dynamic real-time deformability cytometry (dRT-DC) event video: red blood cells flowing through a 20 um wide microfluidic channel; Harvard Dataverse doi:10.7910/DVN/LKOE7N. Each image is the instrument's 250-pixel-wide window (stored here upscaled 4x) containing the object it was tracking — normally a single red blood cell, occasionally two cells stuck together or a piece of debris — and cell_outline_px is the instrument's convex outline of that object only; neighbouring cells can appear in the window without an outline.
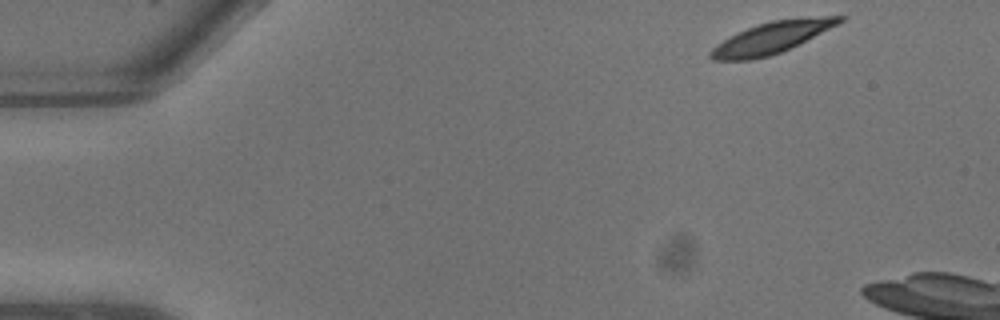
{"species": "common noctule bat (a hibernating species)", "species_latin": "Nyctalus noctula", "temperature_condition": "warm", "stored_images_in_passage": 6, "camera_frame_rate_fps": 3000, "um_per_image_px": 0.085, "animal": {"sex": "male", "body_mass_g": 13.3}, "frame": {"image": 1, "passage_image": 1, "time_ms": 0.0, "image_size_px": [1000, 320], "cell_outline_px": [[848, 16], [844, 20], [780, 52], [768, 56], [752, 60], [712, 60], [708, 56], [708, 52], [716, 44], [748, 28], [772, 20], [824, 16]], "centroid_in_image_um": [65.51, 3.21], "position_along_channel_um": 19.5, "area_um2": 22.77}}